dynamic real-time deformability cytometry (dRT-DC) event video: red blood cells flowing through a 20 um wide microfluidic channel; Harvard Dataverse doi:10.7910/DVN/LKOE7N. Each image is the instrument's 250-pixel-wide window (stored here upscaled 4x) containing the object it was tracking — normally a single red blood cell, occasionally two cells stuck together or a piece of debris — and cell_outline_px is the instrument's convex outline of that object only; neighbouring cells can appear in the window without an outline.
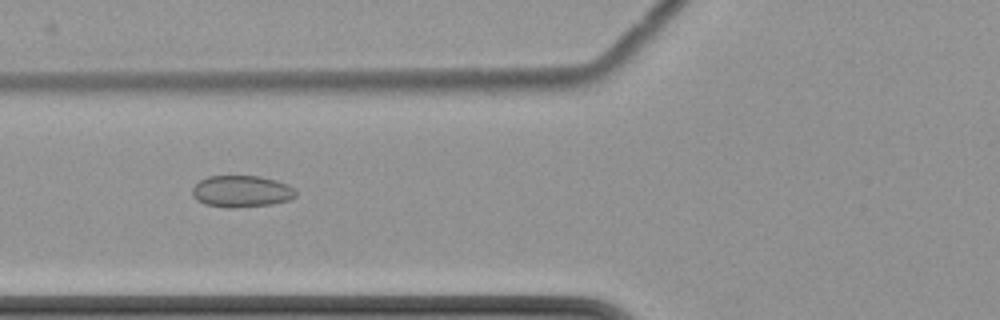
{"species": "common noctule bat (a hibernating species)", "species_latin": "Nyctalus noctula", "temperature_condition": "cold", "stored_images_in_passage": 9, "camera_frame_rate_fps": 3000, "um_per_image_px": 0.085, "animal": {"sex": "female", "body_mass_g": 22.7, "forearm_length_mm": 54.2}, "frame": {"image": 1, "passage_image": 7, "time_ms": 7.333, "image_size_px": [1000, 320], "cell_outline_px": [[296, 196], [288, 200], [272, 204], [232, 208], [228, 208], [204, 204], [196, 200], [192, 196], [192, 188], [200, 180], [208, 176], [260, 176], [276, 180], [288, 184], [296, 188]], "centroid_in_image_um": [20.53, 16.26], "position_along_channel_um": 105.3, "area_um2": 19.31}}
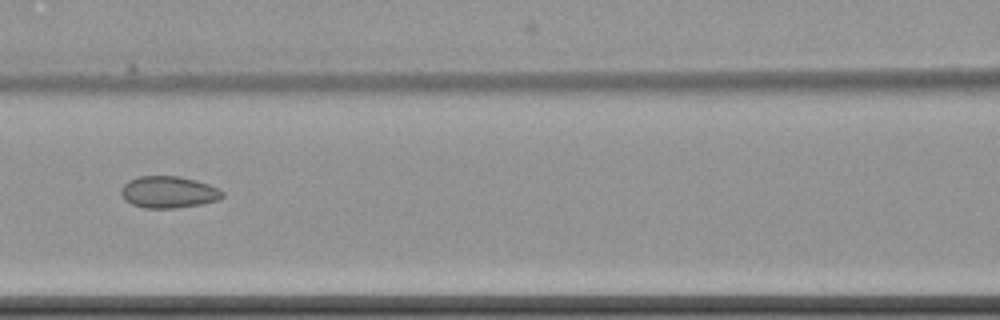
{"frame": {"image": 2, "passage_image": 8, "time_ms": 8.667, "image_size_px": [1000, 320], "cell_outline_px": [[224, 196], [220, 200], [200, 204], [172, 208], [144, 208], [132, 204], [124, 200], [120, 192], [120, 188], [128, 180], [140, 176], [180, 176], [196, 180], [220, 188], [224, 192]], "centroid_in_image_um": [14.33, 16.32], "position_along_channel_um": 152.3, "area_um2": 18.96}}
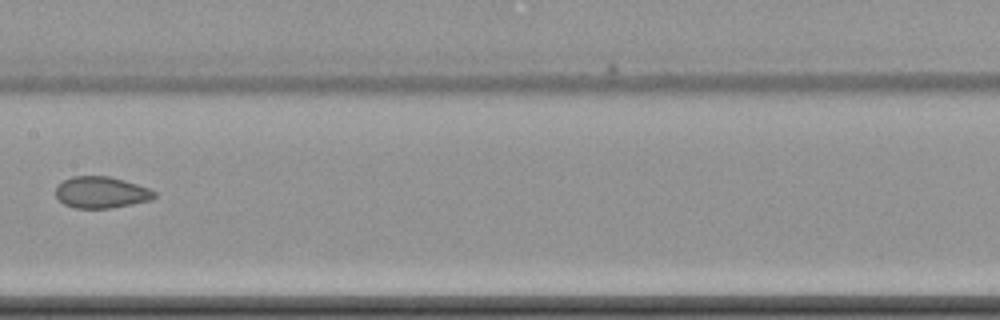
{"frame": {"image": 3, "passage_image": 9, "time_ms": 10.0, "image_size_px": [1000, 320], "cell_outline_px": [[156, 196], [152, 200], [132, 204], [108, 208], [72, 208], [64, 204], [56, 196], [56, 188], [64, 180], [72, 176], [108, 176], [124, 180], [148, 188], [156, 192]], "centroid_in_image_um": [8.61, 16.35], "position_along_channel_um": 198.8, "area_um2": 18.03}}